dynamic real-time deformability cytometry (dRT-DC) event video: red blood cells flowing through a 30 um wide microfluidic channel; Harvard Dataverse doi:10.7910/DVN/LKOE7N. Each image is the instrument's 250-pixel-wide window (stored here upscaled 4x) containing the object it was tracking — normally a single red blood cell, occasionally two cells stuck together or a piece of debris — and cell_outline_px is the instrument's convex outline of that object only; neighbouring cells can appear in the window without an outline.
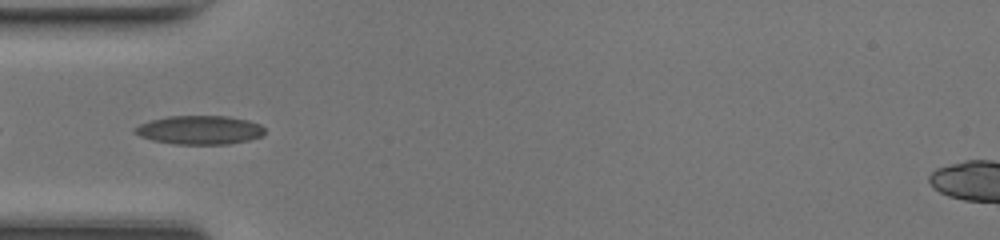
{"species": "common noctule bat (a hibernating species)", "species_latin": "Nyctalus noctula", "temperature_condition": "room temperature", "stored_images_in_passage": 27, "camera_frame_rate_fps": 3000, "um_per_image_px": 0.085, "animal": {"sex": "female", "body_mass_g": 17.0, "forearm_length_mm": 48.0}, "frame": {"image": 1, "passage_image": 7, "time_ms": 2.0, "image_size_px": [1000, 240], "cell_outline_px": [[264, 136], [248, 140], [228, 144], [176, 144], [152, 140], [140, 136], [132, 132], [132, 128], [140, 124], [152, 120], [168, 116], [228, 116], [248, 120], [260, 124], [264, 128]], "centroid_in_image_um": [16.97, 11.05], "position_along_channel_um": 68.0, "area_um2": 21.85}}
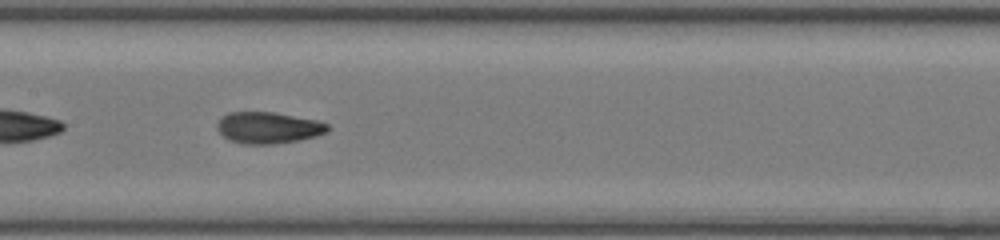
{"frame": {"image": 2, "passage_image": 15, "time_ms": 4.667, "image_size_px": [1000, 240], "cell_outline_px": [[328, 132], [316, 136], [300, 140], [276, 144], [244, 144], [228, 140], [216, 128], [216, 124], [220, 116], [228, 112], [272, 112], [316, 120], [328, 124]], "centroid_in_image_um": [22.76, 10.86], "position_along_channel_um": 184.6, "area_um2": 20.4}}
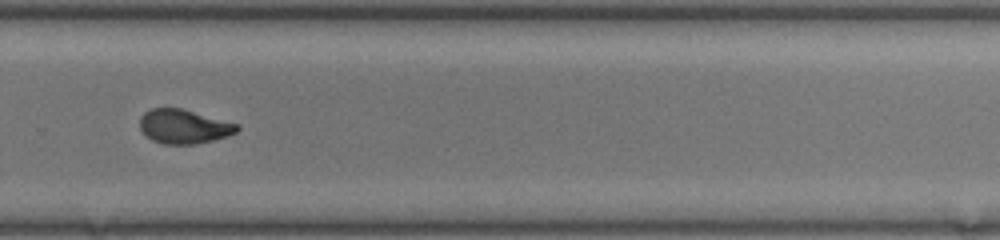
{"frame": {"image": 3, "passage_image": 24, "time_ms": 7.667, "image_size_px": [1000, 240], "cell_outline_px": [[240, 128], [236, 132], [228, 136], [196, 144], [164, 144], [152, 140], [144, 136], [140, 132], [140, 116], [144, 112], [152, 108], [180, 108], [240, 124]], "centroid_in_image_um": [15.6, 10.76], "position_along_channel_um": 314.2, "area_um2": 19.54}}